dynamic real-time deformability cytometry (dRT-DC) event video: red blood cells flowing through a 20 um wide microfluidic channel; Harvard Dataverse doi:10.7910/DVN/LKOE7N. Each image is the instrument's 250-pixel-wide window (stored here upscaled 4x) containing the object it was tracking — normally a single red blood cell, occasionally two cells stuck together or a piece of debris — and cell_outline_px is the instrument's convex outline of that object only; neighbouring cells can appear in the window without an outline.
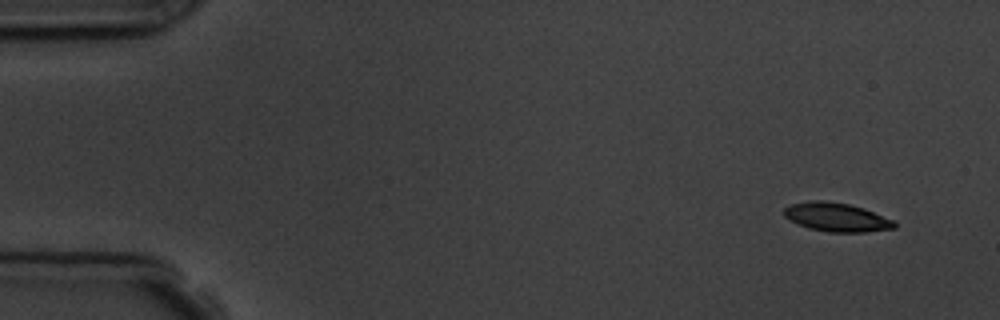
{"species": "common noctule bat (a hibernating species)", "species_latin": "Nyctalus noctula", "temperature_condition": "room temperature", "stored_images_in_passage": 8, "camera_frame_rate_fps": 3000, "um_per_image_px": 0.085, "animal": {"sex": "male", "body_mass_g": 19.5, "forearm_length_mm": 54.6}, "frame": {"image": 1, "passage_image": 1, "time_ms": 0.0, "image_size_px": [1000, 320], "cell_outline_px": [[896, 228], [864, 232], [828, 232], [808, 228], [784, 216], [784, 208], [792, 204], [812, 200], [824, 200], [848, 204], [864, 208], [896, 220]], "centroid_in_image_um": [71.16, 18.46], "position_along_channel_um": 13.8, "area_um2": 18.5}}
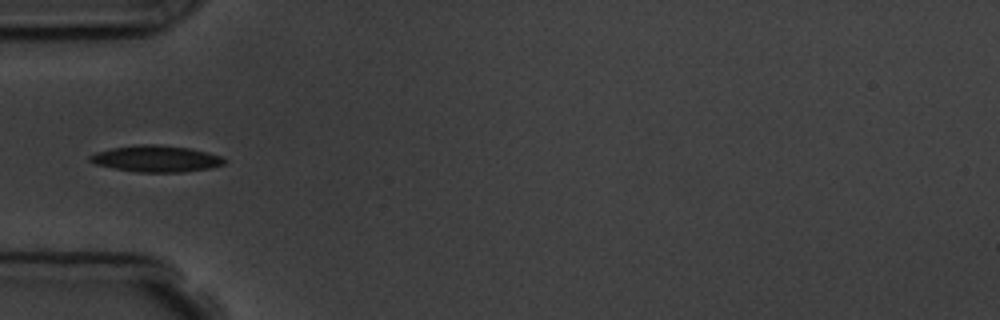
{"frame": {"image": 2, "passage_image": 5, "time_ms": 4.667, "image_size_px": [1000, 320], "cell_outline_px": [[228, 160], [224, 164], [212, 168], [184, 172], [136, 172], [96, 164], [88, 160], [88, 156], [96, 152], [112, 148], [136, 144], [160, 144], [188, 148], [208, 152], [220, 156]], "centroid_in_image_um": [13.3, 13.48], "position_along_channel_um": 71.7, "area_um2": 20.81}}